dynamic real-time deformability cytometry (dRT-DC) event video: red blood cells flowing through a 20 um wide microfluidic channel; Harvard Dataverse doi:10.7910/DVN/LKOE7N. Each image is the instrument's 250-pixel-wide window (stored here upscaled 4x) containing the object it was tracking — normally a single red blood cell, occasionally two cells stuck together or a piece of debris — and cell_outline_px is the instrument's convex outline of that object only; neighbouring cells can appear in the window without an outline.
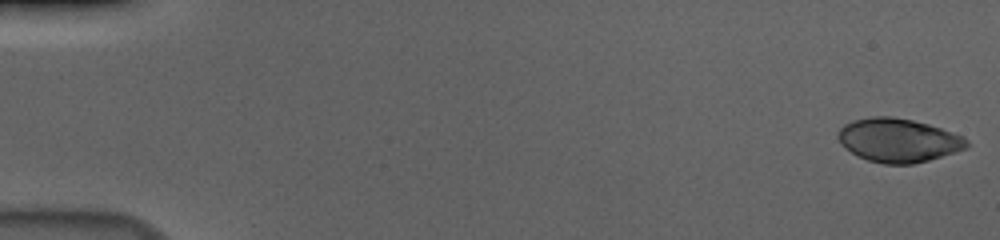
{"species": "human", "species_latin": "Homo sapiens", "temperature_condition": "cold", "stored_images_in_passage": 56, "camera_frame_rate_fps": 3000, "um_per_image_px": 0.085, "donor": {"sex": "male"}, "frame": {"image": 1, "passage_image": 1, "time_ms": 0.0, "image_size_px": [1000, 240], "cell_outline_px": [[968, 148], [956, 152], [928, 160], [912, 164], [884, 164], [868, 160], [856, 156], [836, 136], [840, 128], [844, 124], [856, 120], [872, 116], [892, 116], [912, 120], [928, 124], [964, 136], [968, 140]], "centroid_in_image_um": [76.39, 11.92], "position_along_channel_um": 8.6, "area_um2": 32.6}}
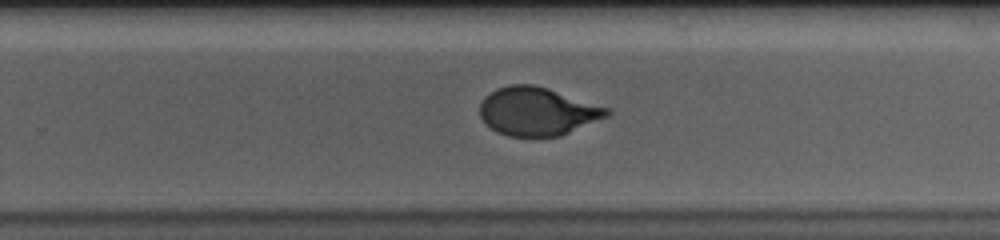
{"frame": {"image": 2, "passage_image": 37, "time_ms": 12.0, "image_size_px": [1000, 240], "cell_outline_px": [[612, 112], [608, 116], [560, 136], [508, 136], [496, 132], [480, 116], [480, 104], [484, 96], [496, 88], [512, 84], [532, 84], [548, 88], [612, 108]], "centroid_in_image_um": [45.7, 9.45], "position_along_channel_um": 284.1, "area_um2": 35.84}}
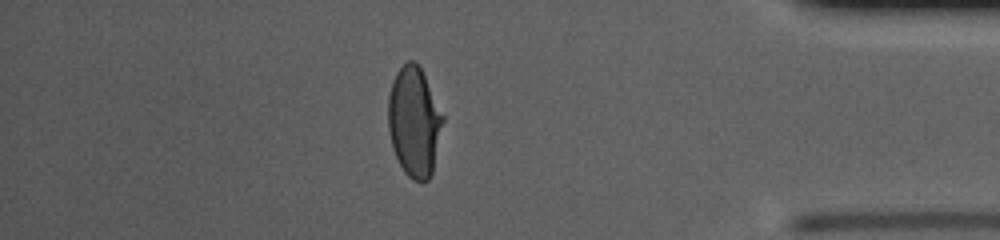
{"frame": {"image": 3, "passage_image": 49, "time_ms": 16.0, "image_size_px": [1000, 240], "cell_outline_px": [[444, 120], [432, 172], [428, 180], [420, 184], [412, 180], [404, 172], [392, 148], [388, 128], [388, 96], [392, 80], [396, 72], [408, 60], [416, 60], [444, 116]], "centroid_in_image_um": [35.19, 10.37], "position_along_channel_um": 400.0, "area_um2": 35.08}, "authors_computed_cell_mechanics": {"area_um2": 35.7493, "velocity_mm_per_s": 3.6844, "shape_relaxation_time_tau1_ms": 4.9747, "shape_relaxation_time_tau2_ms": null, "deformation_change_tau1": 0.1756, "deformation_change_tau2": null}}